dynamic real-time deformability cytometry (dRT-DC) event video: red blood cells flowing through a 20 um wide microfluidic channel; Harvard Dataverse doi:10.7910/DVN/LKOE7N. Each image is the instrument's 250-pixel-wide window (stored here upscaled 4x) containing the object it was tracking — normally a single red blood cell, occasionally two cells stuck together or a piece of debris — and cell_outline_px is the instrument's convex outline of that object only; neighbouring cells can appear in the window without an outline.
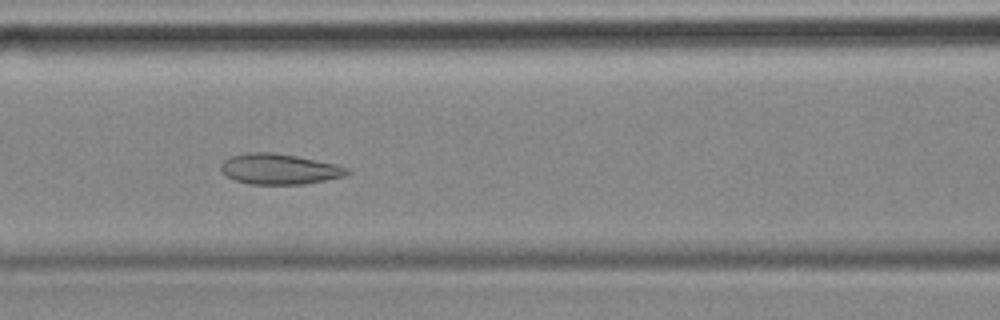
{"species": "common noctule bat (a hibernating species)", "species_latin": "Nyctalus noctula", "temperature_condition": "cold", "stored_images_in_passage": 58, "camera_frame_rate_fps": 3000, "um_per_image_px": 0.085, "animal": {"sex": "female", "body_mass_g": 18.4}, "frame": {"image": 1, "passage_image": 24, "time_ms": 7.667, "image_size_px": [1000, 320], "cell_outline_px": [[352, 172], [344, 176], [304, 184], [248, 184], [236, 180], [228, 176], [220, 168], [220, 164], [224, 160], [232, 156], [248, 152], [272, 152], [296, 156], [336, 164], [352, 168]], "centroid_in_image_um": [23.78, 14.36], "position_along_channel_um": 142.8, "area_um2": 22.43}}
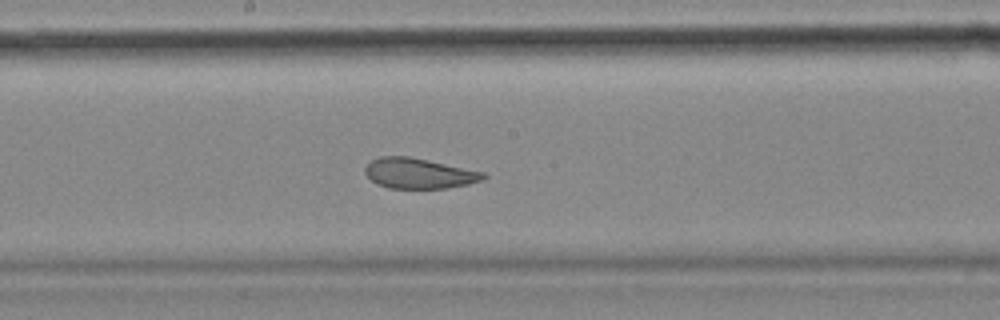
{"frame": {"image": 2, "passage_image": 30, "time_ms": 9.667, "image_size_px": [1000, 320], "cell_outline_px": [[488, 176], [484, 180], [468, 184], [448, 188], [388, 188], [376, 184], [364, 172], [364, 168], [372, 160], [380, 156], [408, 156], [428, 160], [484, 172]], "centroid_in_image_um": [35.62, 14.74], "position_along_channel_um": 212.6, "area_um2": 20.92}}
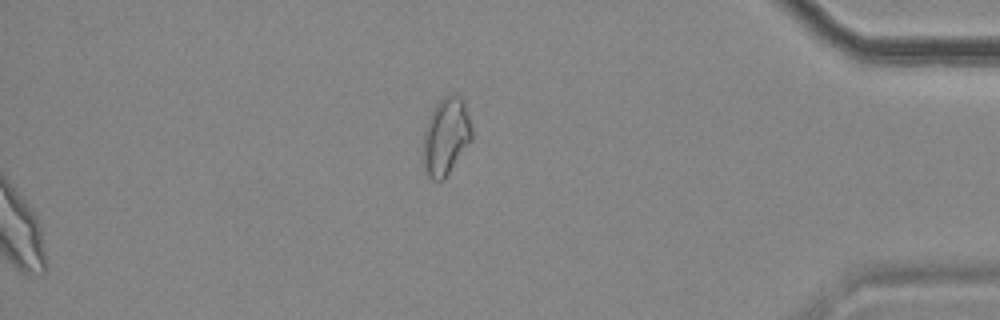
{"frame": {"image": 3, "passage_image": 58, "time_ms": 19.0, "image_size_px": [1000, 320], "cell_outline_px": [[472, 140], [444, 180], [432, 180], [424, 172], [420, 160], [424, 132], [432, 108], [444, 96], [456, 92], [464, 100], [472, 128]], "centroid_in_image_um": [37.87, 11.61], "position_along_channel_um": 397.3, "area_um2": 22.66}, "authors_computed_cell_mechanics": {"area_um2": 24.565, "velocity_mm_per_s": 3.5085, "shape_relaxation_time_tau1_ms": null, "shape_relaxation_time_tau2_ms": 1.9672, "deformation_change_tau1": null, "deformation_change_tau2": 0.0686}}